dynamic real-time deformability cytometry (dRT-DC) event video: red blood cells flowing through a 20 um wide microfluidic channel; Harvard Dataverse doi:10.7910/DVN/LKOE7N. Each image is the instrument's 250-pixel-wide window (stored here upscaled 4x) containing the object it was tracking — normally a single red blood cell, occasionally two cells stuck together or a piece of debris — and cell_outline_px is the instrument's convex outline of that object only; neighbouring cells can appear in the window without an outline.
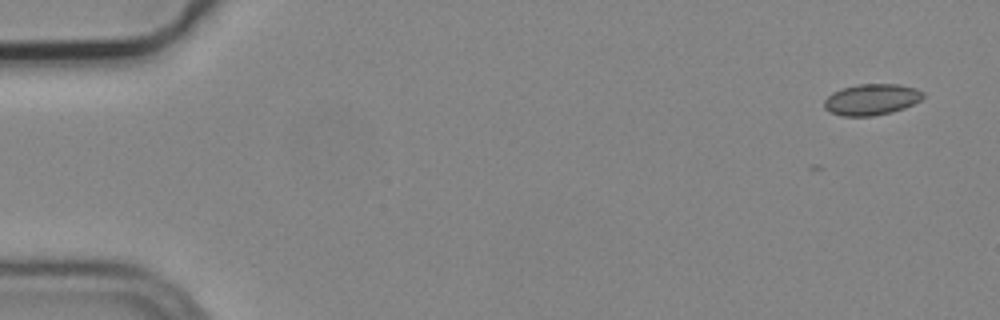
{"species": "common noctule bat (a hibernating species)", "species_latin": "Nyctalus noctula", "temperature_condition": "cold", "stored_images_in_passage": 4, "camera_frame_rate_fps": 3000, "um_per_image_px": 0.085, "animal": {"sex": "male", "body_mass_g": 19.2, "forearm_length_mm": 51.8}, "frame": {"image": 1, "passage_image": 1, "time_ms": 0.0, "image_size_px": [1000, 320], "cell_outline_px": [[924, 96], [920, 100], [904, 108], [892, 112], [872, 116], [840, 116], [828, 112], [824, 108], [824, 100], [832, 92], [840, 88], [856, 84], [900, 84], [916, 88], [924, 92]], "centroid_in_image_um": [74.05, 8.45], "position_along_channel_um": 11.0, "area_um2": 18.21}}